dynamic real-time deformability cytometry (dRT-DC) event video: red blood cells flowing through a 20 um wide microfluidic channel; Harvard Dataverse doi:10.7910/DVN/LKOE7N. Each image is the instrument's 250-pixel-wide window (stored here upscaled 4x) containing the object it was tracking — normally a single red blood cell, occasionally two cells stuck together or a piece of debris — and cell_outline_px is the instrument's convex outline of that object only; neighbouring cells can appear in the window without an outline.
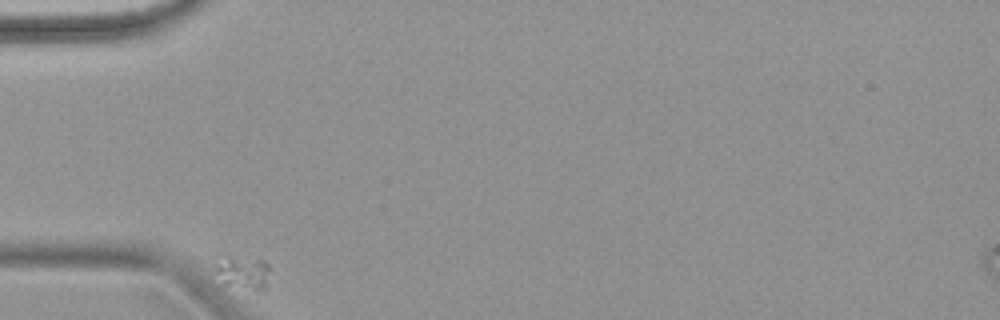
{"species": "common noctule bat (a hibernating species)", "species_latin": "Nyctalus noctula", "temperature_condition": "warm", "stored_images_in_passage": 4, "camera_frame_rate_fps": 3000, "um_per_image_px": 0.085, "animal": {"sex": "female", "body_mass_g": 18.4}, "frame": {"image": 1, "passage_image": 1, "time_ms": 0.0, "image_size_px": [1000, 320], "cell_outline_px": [[268, 288], [260, 292], [256, 292], [220, 288], [212, 272], [212, 268], [224, 252], [264, 260], [268, 264]], "centroid_in_image_um": [20.5, 23.21], "position_along_channel_um": 64.5, "area_um2": 12.72}}